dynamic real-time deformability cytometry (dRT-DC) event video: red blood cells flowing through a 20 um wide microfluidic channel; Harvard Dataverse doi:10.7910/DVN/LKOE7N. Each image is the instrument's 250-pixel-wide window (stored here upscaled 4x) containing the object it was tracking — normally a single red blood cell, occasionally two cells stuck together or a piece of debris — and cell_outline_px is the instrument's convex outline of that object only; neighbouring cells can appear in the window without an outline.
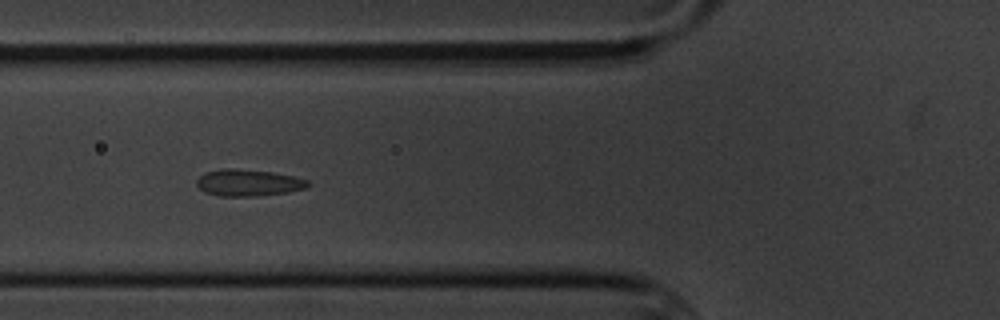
{"species": "common noctule bat (a hibernating species)", "species_latin": "Nyctalus noctula", "temperature_condition": "cold", "stored_images_in_passage": 7, "camera_frame_rate_fps": 3000, "um_per_image_px": 0.085, "animal": {"sex": "male", "body_mass_g": 20.1, "forearm_length_mm": 53.5}, "frame": {"image": 1, "passage_image": 7, "time_ms": 7.0, "image_size_px": [1000, 320], "cell_outline_px": [[312, 184], [304, 188], [288, 192], [256, 196], [220, 196], [204, 192], [196, 184], [196, 180], [204, 172], [224, 168], [236, 168], [272, 172], [292, 176], [308, 180]], "centroid_in_image_um": [21.08, 15.53], "position_along_channel_um": 104.7, "area_um2": 17.34}}